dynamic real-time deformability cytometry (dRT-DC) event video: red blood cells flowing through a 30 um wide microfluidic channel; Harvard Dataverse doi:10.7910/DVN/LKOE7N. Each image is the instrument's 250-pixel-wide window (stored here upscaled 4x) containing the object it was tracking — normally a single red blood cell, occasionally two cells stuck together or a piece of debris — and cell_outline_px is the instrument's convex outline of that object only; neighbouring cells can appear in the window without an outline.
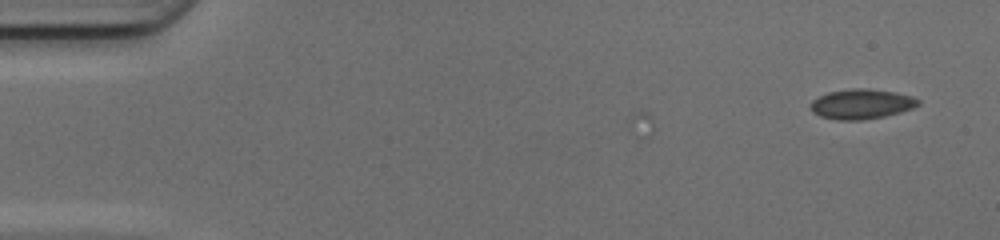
{"species": "common noctule bat (a hibernating species)", "species_latin": "Nyctalus noctula", "temperature_condition": "cold", "stored_images_in_passage": 29, "camera_frame_rate_fps": 3000, "um_per_image_px": 0.085, "animal": {"sex": "female", "body_mass_g": 17.0, "forearm_length_mm": 48.0}, "frame": {"image": 1, "passage_image": 1, "time_ms": 0.0, "image_size_px": [1000, 240], "cell_outline_px": [[920, 104], [912, 108], [900, 112], [884, 116], [860, 120], [836, 120], [820, 116], [812, 112], [808, 108], [812, 100], [828, 92], [852, 88], [868, 88], [896, 92], [912, 96], [920, 100]], "centroid_in_image_um": [73.2, 8.84], "position_along_channel_um": 11.8, "area_um2": 18.9}}
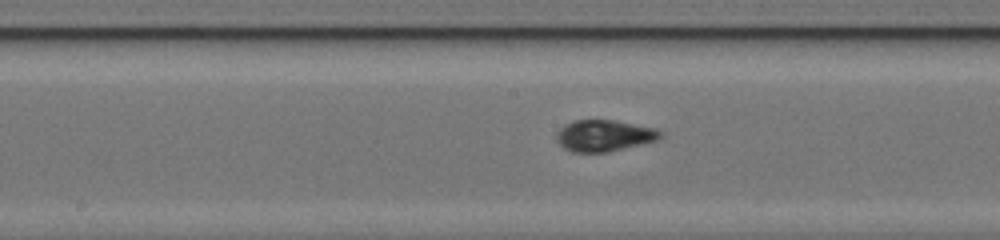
{"frame": {"image": 2, "passage_image": 24, "time_ms": 7.667, "image_size_px": [1000, 240], "cell_outline_px": [[664, 136], [656, 140], [608, 152], [572, 152], [564, 148], [556, 140], [556, 132], [564, 124], [572, 120], [612, 120], [656, 128]], "centroid_in_image_um": [51.31, 11.52], "position_along_channel_um": 196.9, "area_um2": 18.96}}